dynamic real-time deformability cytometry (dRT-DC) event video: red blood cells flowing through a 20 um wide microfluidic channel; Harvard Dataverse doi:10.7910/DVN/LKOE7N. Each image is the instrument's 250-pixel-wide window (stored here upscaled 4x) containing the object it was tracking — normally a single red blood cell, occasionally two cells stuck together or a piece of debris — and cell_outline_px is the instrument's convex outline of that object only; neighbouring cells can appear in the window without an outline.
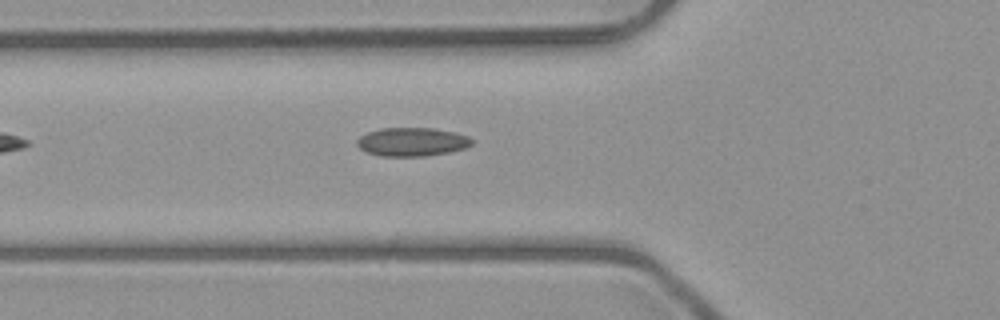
{"species": "common noctule bat (a hibernating species)", "species_latin": "Nyctalus noctula", "temperature_condition": "room temperature", "stored_images_in_passage": 6, "camera_frame_rate_fps": 3000, "um_per_image_px": 0.085, "animal": {"sex": "male", "body_mass_g": 23.1, "forearm_length_mm": 52.7}, "frame": {"image": 1, "passage_image": 6, "time_ms": 5.667, "image_size_px": [1000, 320], "cell_outline_px": [[476, 140], [472, 144], [464, 148], [448, 152], [424, 156], [380, 156], [368, 152], [360, 148], [356, 144], [356, 140], [360, 136], [368, 132], [380, 128], [432, 128], [456, 132], [468, 136]], "centroid_in_image_um": [35.04, 12.05], "position_along_channel_um": 90.8, "area_um2": 19.19}}